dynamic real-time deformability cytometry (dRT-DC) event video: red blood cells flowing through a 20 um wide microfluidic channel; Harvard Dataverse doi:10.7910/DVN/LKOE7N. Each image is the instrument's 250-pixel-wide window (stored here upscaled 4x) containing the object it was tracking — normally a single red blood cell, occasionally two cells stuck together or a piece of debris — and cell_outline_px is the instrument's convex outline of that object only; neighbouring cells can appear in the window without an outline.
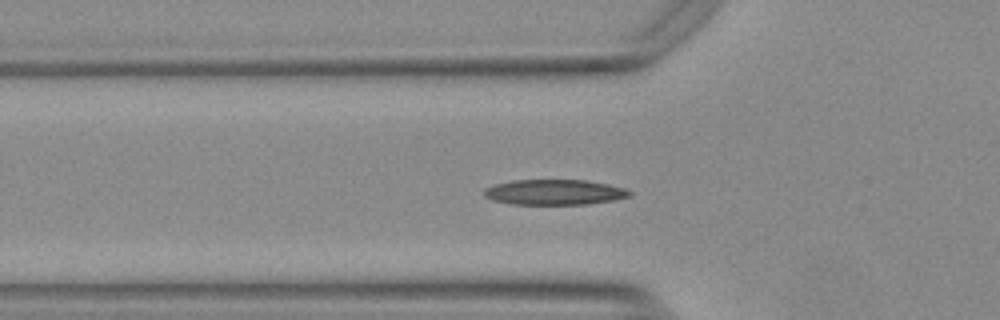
{"species": "Egyptian fruit bat (a non-hibernating species)", "species_latin": "Rousettus aegyptiacus", "temperature_condition": "warm", "stored_images_in_passage": 41, "camera_frame_rate_fps": 3000, "um_per_image_px": 0.085, "animal": {"sex": "female"}, "frame": {"image": 1, "passage_image": 4, "time_ms": 1.0, "image_size_px": [1000, 320], "cell_outline_px": [[632, 196], [612, 200], [588, 204], [512, 204], [492, 200], [484, 196], [484, 188], [496, 184], [516, 180], [584, 180], [608, 184], [624, 188], [632, 192]], "centroid_in_image_um": [47.13, 16.34], "position_along_channel_um": 78.7, "area_um2": 21.39}}
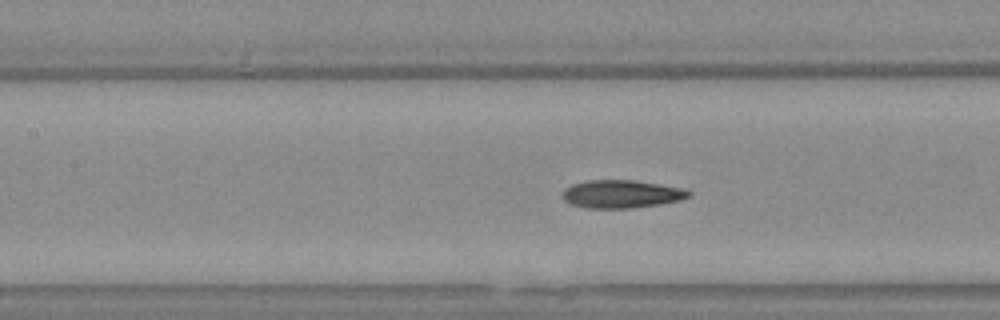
{"frame": {"image": 2, "passage_image": 10, "time_ms": 3.0, "image_size_px": [1000, 320], "cell_outline_px": [[692, 196], [680, 200], [660, 204], [632, 208], [584, 208], [568, 204], [560, 196], [564, 188], [572, 184], [592, 180], [632, 180], [684, 188], [692, 192]], "centroid_in_image_um": [52.8, 16.5], "position_along_channel_um": 154.6, "area_um2": 20.81}}
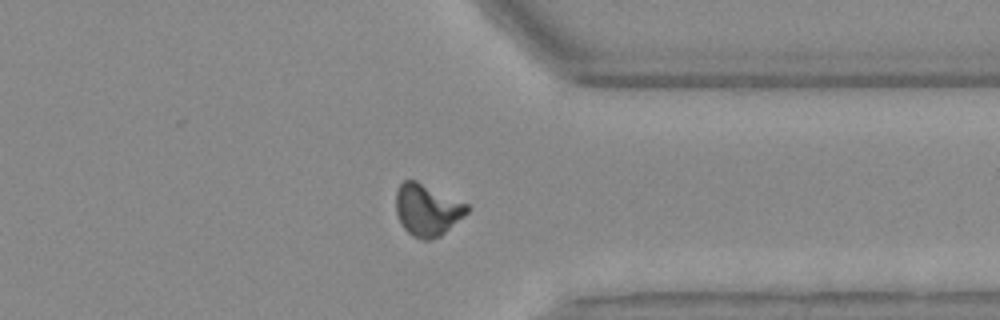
{"frame": {"image": 3, "passage_image": 28, "time_ms": 9.0, "image_size_px": [1000, 320], "cell_outline_px": [[468, 212], [464, 216], [440, 236], [432, 240], [424, 240], [412, 236], [404, 228], [396, 212], [396, 192], [400, 184], [404, 180], [416, 180], [468, 204]], "centroid_in_image_um": [36.3, 17.84], "position_along_channel_um": 375.1, "area_um2": 21.33}, "authors_computed_cell_mechanics": {"area_um2": 20.3456, "velocity_mm_per_s": 3.751, "shape_relaxation_time_tau1_ms": 6.6039, "shape_relaxation_time_tau2_ms": 2.2878, "deformation_change_tau1": 0.2179, "deformation_change_tau2": 0.0927}}